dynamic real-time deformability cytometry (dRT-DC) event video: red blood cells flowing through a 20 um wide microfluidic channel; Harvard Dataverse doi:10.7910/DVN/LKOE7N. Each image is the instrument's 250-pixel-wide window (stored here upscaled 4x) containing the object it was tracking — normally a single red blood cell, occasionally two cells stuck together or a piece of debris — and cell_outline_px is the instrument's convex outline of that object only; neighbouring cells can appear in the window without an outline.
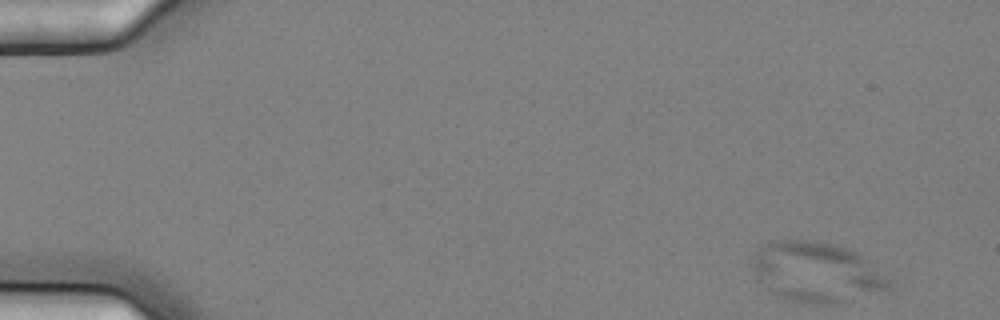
{"species": "common noctule bat (a hibernating species)", "species_latin": "Nyctalus noctula", "temperature_condition": "cold", "stored_images_in_passage": 5, "camera_frame_rate_fps": 3000, "um_per_image_px": 0.085, "animal": {"sex": "female", "body_mass_g": 25.1}, "frame": {"image": 1, "passage_image": 1, "time_ms": 0.0, "image_size_px": [1000, 320], "cell_outline_px": [[892, 288], [840, 304], [812, 304], [792, 300], [776, 296], [760, 280], [752, 268], [752, 256], [764, 244], [772, 240], [804, 240], [836, 244], [848, 248], [864, 256], [892, 280]], "centroid_in_image_um": [69.46, 23.13], "position_along_channel_um": 15.5, "area_um2": 48.15}}